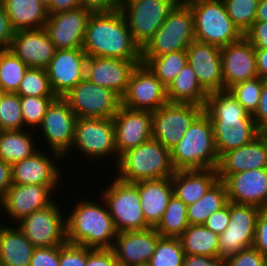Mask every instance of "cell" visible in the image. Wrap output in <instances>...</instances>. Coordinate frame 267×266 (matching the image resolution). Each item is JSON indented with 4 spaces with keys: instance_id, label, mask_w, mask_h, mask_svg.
Masks as SVG:
<instances>
[{
    "instance_id": "6da1fadb",
    "label": "cell",
    "mask_w": 267,
    "mask_h": 266,
    "mask_svg": "<svg viewBox=\"0 0 267 266\" xmlns=\"http://www.w3.org/2000/svg\"><path fill=\"white\" fill-rule=\"evenodd\" d=\"M204 112L213 125L214 143L219 158L233 149L251 143L259 136L255 120L229 90L209 93Z\"/></svg>"
},
{
    "instance_id": "7a4b0ae2",
    "label": "cell",
    "mask_w": 267,
    "mask_h": 266,
    "mask_svg": "<svg viewBox=\"0 0 267 266\" xmlns=\"http://www.w3.org/2000/svg\"><path fill=\"white\" fill-rule=\"evenodd\" d=\"M82 49L90 57L141 60L122 11L91 13Z\"/></svg>"
},
{
    "instance_id": "3957f363",
    "label": "cell",
    "mask_w": 267,
    "mask_h": 266,
    "mask_svg": "<svg viewBox=\"0 0 267 266\" xmlns=\"http://www.w3.org/2000/svg\"><path fill=\"white\" fill-rule=\"evenodd\" d=\"M77 201L66 215V242L93 249L112 248L117 230L104 201Z\"/></svg>"
},
{
    "instance_id": "277c9868",
    "label": "cell",
    "mask_w": 267,
    "mask_h": 266,
    "mask_svg": "<svg viewBox=\"0 0 267 266\" xmlns=\"http://www.w3.org/2000/svg\"><path fill=\"white\" fill-rule=\"evenodd\" d=\"M171 160L176 171L217 169V154L213 125L203 111L190 125L182 139L170 149Z\"/></svg>"
},
{
    "instance_id": "5b68a950",
    "label": "cell",
    "mask_w": 267,
    "mask_h": 266,
    "mask_svg": "<svg viewBox=\"0 0 267 266\" xmlns=\"http://www.w3.org/2000/svg\"><path fill=\"white\" fill-rule=\"evenodd\" d=\"M116 166V177L131 183L169 178L176 172L170 149L154 139L122 153Z\"/></svg>"
},
{
    "instance_id": "8992f818",
    "label": "cell",
    "mask_w": 267,
    "mask_h": 266,
    "mask_svg": "<svg viewBox=\"0 0 267 266\" xmlns=\"http://www.w3.org/2000/svg\"><path fill=\"white\" fill-rule=\"evenodd\" d=\"M193 41H195V25L192 9L186 2H178L153 37L141 49V63L144 64L151 57L186 50Z\"/></svg>"
},
{
    "instance_id": "52a82bcc",
    "label": "cell",
    "mask_w": 267,
    "mask_h": 266,
    "mask_svg": "<svg viewBox=\"0 0 267 266\" xmlns=\"http://www.w3.org/2000/svg\"><path fill=\"white\" fill-rule=\"evenodd\" d=\"M195 25V40L220 48L239 40L243 34L229 17L223 0H189Z\"/></svg>"
},
{
    "instance_id": "ba28073f",
    "label": "cell",
    "mask_w": 267,
    "mask_h": 266,
    "mask_svg": "<svg viewBox=\"0 0 267 266\" xmlns=\"http://www.w3.org/2000/svg\"><path fill=\"white\" fill-rule=\"evenodd\" d=\"M114 178L100 197L107 206L117 232L150 228L142 212L138 182H125L116 176Z\"/></svg>"
},
{
    "instance_id": "9c48e42d",
    "label": "cell",
    "mask_w": 267,
    "mask_h": 266,
    "mask_svg": "<svg viewBox=\"0 0 267 266\" xmlns=\"http://www.w3.org/2000/svg\"><path fill=\"white\" fill-rule=\"evenodd\" d=\"M176 0H122V11L135 43L142 49L164 23Z\"/></svg>"
},
{
    "instance_id": "30bf717a",
    "label": "cell",
    "mask_w": 267,
    "mask_h": 266,
    "mask_svg": "<svg viewBox=\"0 0 267 266\" xmlns=\"http://www.w3.org/2000/svg\"><path fill=\"white\" fill-rule=\"evenodd\" d=\"M64 98L77 118H113L122 98L113 90L81 80Z\"/></svg>"
},
{
    "instance_id": "8fae6325",
    "label": "cell",
    "mask_w": 267,
    "mask_h": 266,
    "mask_svg": "<svg viewBox=\"0 0 267 266\" xmlns=\"http://www.w3.org/2000/svg\"><path fill=\"white\" fill-rule=\"evenodd\" d=\"M204 107L180 102H167L152 112V139L171 149L182 139Z\"/></svg>"
},
{
    "instance_id": "7c38bea8",
    "label": "cell",
    "mask_w": 267,
    "mask_h": 266,
    "mask_svg": "<svg viewBox=\"0 0 267 266\" xmlns=\"http://www.w3.org/2000/svg\"><path fill=\"white\" fill-rule=\"evenodd\" d=\"M74 146V147H73ZM71 149H78L87 158L113 157L117 164L115 129L112 118H77Z\"/></svg>"
},
{
    "instance_id": "4fadbf2b",
    "label": "cell",
    "mask_w": 267,
    "mask_h": 266,
    "mask_svg": "<svg viewBox=\"0 0 267 266\" xmlns=\"http://www.w3.org/2000/svg\"><path fill=\"white\" fill-rule=\"evenodd\" d=\"M59 206L56 200L16 223L35 248L62 246L66 242V215Z\"/></svg>"
},
{
    "instance_id": "5bb4252c",
    "label": "cell",
    "mask_w": 267,
    "mask_h": 266,
    "mask_svg": "<svg viewBox=\"0 0 267 266\" xmlns=\"http://www.w3.org/2000/svg\"><path fill=\"white\" fill-rule=\"evenodd\" d=\"M77 117L64 97H55L49 104L41 125L38 127L50 151L63 158L72 150Z\"/></svg>"
},
{
    "instance_id": "9a60e30c",
    "label": "cell",
    "mask_w": 267,
    "mask_h": 266,
    "mask_svg": "<svg viewBox=\"0 0 267 266\" xmlns=\"http://www.w3.org/2000/svg\"><path fill=\"white\" fill-rule=\"evenodd\" d=\"M260 211L261 209L252 205L230 202L229 225L219 235V258L225 260L241 250L252 247Z\"/></svg>"
},
{
    "instance_id": "2e32d148",
    "label": "cell",
    "mask_w": 267,
    "mask_h": 266,
    "mask_svg": "<svg viewBox=\"0 0 267 266\" xmlns=\"http://www.w3.org/2000/svg\"><path fill=\"white\" fill-rule=\"evenodd\" d=\"M167 87L143 64L133 69L122 105L132 110L155 111L165 105Z\"/></svg>"
},
{
    "instance_id": "e0dca14e",
    "label": "cell",
    "mask_w": 267,
    "mask_h": 266,
    "mask_svg": "<svg viewBox=\"0 0 267 266\" xmlns=\"http://www.w3.org/2000/svg\"><path fill=\"white\" fill-rule=\"evenodd\" d=\"M58 186L12 184L0 198V212L2 213L3 210L4 213H7V218L10 217L16 221L15 223H18L33 212L51 205L54 202L53 192L55 193Z\"/></svg>"
},
{
    "instance_id": "ac0fdd59",
    "label": "cell",
    "mask_w": 267,
    "mask_h": 266,
    "mask_svg": "<svg viewBox=\"0 0 267 266\" xmlns=\"http://www.w3.org/2000/svg\"><path fill=\"white\" fill-rule=\"evenodd\" d=\"M88 56L82 48L56 50L45 68L49 84L56 97H64L86 78Z\"/></svg>"
},
{
    "instance_id": "d6986e66",
    "label": "cell",
    "mask_w": 267,
    "mask_h": 266,
    "mask_svg": "<svg viewBox=\"0 0 267 266\" xmlns=\"http://www.w3.org/2000/svg\"><path fill=\"white\" fill-rule=\"evenodd\" d=\"M91 13L81 7L48 15L44 29L56 50L82 48Z\"/></svg>"
},
{
    "instance_id": "ffe728a7",
    "label": "cell",
    "mask_w": 267,
    "mask_h": 266,
    "mask_svg": "<svg viewBox=\"0 0 267 266\" xmlns=\"http://www.w3.org/2000/svg\"><path fill=\"white\" fill-rule=\"evenodd\" d=\"M112 120L117 162L125 151L152 139V111L132 110L121 105Z\"/></svg>"
},
{
    "instance_id": "44dd1931",
    "label": "cell",
    "mask_w": 267,
    "mask_h": 266,
    "mask_svg": "<svg viewBox=\"0 0 267 266\" xmlns=\"http://www.w3.org/2000/svg\"><path fill=\"white\" fill-rule=\"evenodd\" d=\"M161 237L154 227L122 231L117 233L111 249L119 266H147Z\"/></svg>"
},
{
    "instance_id": "7402d4cb",
    "label": "cell",
    "mask_w": 267,
    "mask_h": 266,
    "mask_svg": "<svg viewBox=\"0 0 267 266\" xmlns=\"http://www.w3.org/2000/svg\"><path fill=\"white\" fill-rule=\"evenodd\" d=\"M221 60L224 90L239 82L259 77L255 48L244 35L221 48Z\"/></svg>"
},
{
    "instance_id": "603a6c76",
    "label": "cell",
    "mask_w": 267,
    "mask_h": 266,
    "mask_svg": "<svg viewBox=\"0 0 267 266\" xmlns=\"http://www.w3.org/2000/svg\"><path fill=\"white\" fill-rule=\"evenodd\" d=\"M223 183L229 202L267 209V168L228 175Z\"/></svg>"
},
{
    "instance_id": "cb8c5ba5",
    "label": "cell",
    "mask_w": 267,
    "mask_h": 266,
    "mask_svg": "<svg viewBox=\"0 0 267 266\" xmlns=\"http://www.w3.org/2000/svg\"><path fill=\"white\" fill-rule=\"evenodd\" d=\"M141 60L90 57L86 64V78L102 87L109 88L121 98L128 89L130 75Z\"/></svg>"
},
{
    "instance_id": "d4e9b609",
    "label": "cell",
    "mask_w": 267,
    "mask_h": 266,
    "mask_svg": "<svg viewBox=\"0 0 267 266\" xmlns=\"http://www.w3.org/2000/svg\"><path fill=\"white\" fill-rule=\"evenodd\" d=\"M186 53L187 63L208 93L224 90L220 47L195 40L187 47Z\"/></svg>"
},
{
    "instance_id": "484cf974",
    "label": "cell",
    "mask_w": 267,
    "mask_h": 266,
    "mask_svg": "<svg viewBox=\"0 0 267 266\" xmlns=\"http://www.w3.org/2000/svg\"><path fill=\"white\" fill-rule=\"evenodd\" d=\"M9 49L28 67L35 68H46L56 52L44 28L16 31Z\"/></svg>"
},
{
    "instance_id": "4316f807",
    "label": "cell",
    "mask_w": 267,
    "mask_h": 266,
    "mask_svg": "<svg viewBox=\"0 0 267 266\" xmlns=\"http://www.w3.org/2000/svg\"><path fill=\"white\" fill-rule=\"evenodd\" d=\"M51 153L53 155L50 157L45 152L38 150L32 156L12 164L13 184L58 185L62 175H60L61 170L58 169L55 160H63V157L56 152L52 151Z\"/></svg>"
},
{
    "instance_id": "83f0119b",
    "label": "cell",
    "mask_w": 267,
    "mask_h": 266,
    "mask_svg": "<svg viewBox=\"0 0 267 266\" xmlns=\"http://www.w3.org/2000/svg\"><path fill=\"white\" fill-rule=\"evenodd\" d=\"M262 168H267V146L258 136L251 143L225 152L219 158L218 179L223 181L228 175Z\"/></svg>"
},
{
    "instance_id": "f1b7e54d",
    "label": "cell",
    "mask_w": 267,
    "mask_h": 266,
    "mask_svg": "<svg viewBox=\"0 0 267 266\" xmlns=\"http://www.w3.org/2000/svg\"><path fill=\"white\" fill-rule=\"evenodd\" d=\"M138 191L145 222L150 227H155L174 195L171 177L139 181Z\"/></svg>"
},
{
    "instance_id": "f546056e",
    "label": "cell",
    "mask_w": 267,
    "mask_h": 266,
    "mask_svg": "<svg viewBox=\"0 0 267 266\" xmlns=\"http://www.w3.org/2000/svg\"><path fill=\"white\" fill-rule=\"evenodd\" d=\"M218 180L217 169L179 170L171 176L174 196L187 206L202 198Z\"/></svg>"
},
{
    "instance_id": "4dcf8cb0",
    "label": "cell",
    "mask_w": 267,
    "mask_h": 266,
    "mask_svg": "<svg viewBox=\"0 0 267 266\" xmlns=\"http://www.w3.org/2000/svg\"><path fill=\"white\" fill-rule=\"evenodd\" d=\"M13 30L42 29L48 20L46 3L41 0H3Z\"/></svg>"
},
{
    "instance_id": "1f68e13d",
    "label": "cell",
    "mask_w": 267,
    "mask_h": 266,
    "mask_svg": "<svg viewBox=\"0 0 267 266\" xmlns=\"http://www.w3.org/2000/svg\"><path fill=\"white\" fill-rule=\"evenodd\" d=\"M0 225V266H29L35 247L16 226Z\"/></svg>"
},
{
    "instance_id": "d6a6232c",
    "label": "cell",
    "mask_w": 267,
    "mask_h": 266,
    "mask_svg": "<svg viewBox=\"0 0 267 266\" xmlns=\"http://www.w3.org/2000/svg\"><path fill=\"white\" fill-rule=\"evenodd\" d=\"M208 95L188 63L167 87L169 102L191 103L204 107Z\"/></svg>"
},
{
    "instance_id": "836d02e7",
    "label": "cell",
    "mask_w": 267,
    "mask_h": 266,
    "mask_svg": "<svg viewBox=\"0 0 267 266\" xmlns=\"http://www.w3.org/2000/svg\"><path fill=\"white\" fill-rule=\"evenodd\" d=\"M28 131V128L27 131L0 130V159L12 165L36 153V141Z\"/></svg>"
},
{
    "instance_id": "e575fe53",
    "label": "cell",
    "mask_w": 267,
    "mask_h": 266,
    "mask_svg": "<svg viewBox=\"0 0 267 266\" xmlns=\"http://www.w3.org/2000/svg\"><path fill=\"white\" fill-rule=\"evenodd\" d=\"M179 239L186 255L219 258V236L204 225L189 224Z\"/></svg>"
},
{
    "instance_id": "d590c367",
    "label": "cell",
    "mask_w": 267,
    "mask_h": 266,
    "mask_svg": "<svg viewBox=\"0 0 267 266\" xmlns=\"http://www.w3.org/2000/svg\"><path fill=\"white\" fill-rule=\"evenodd\" d=\"M228 202L225 184L218 180L202 198L187 206L189 224L204 225L215 211L223 208Z\"/></svg>"
},
{
    "instance_id": "8d00e7d4",
    "label": "cell",
    "mask_w": 267,
    "mask_h": 266,
    "mask_svg": "<svg viewBox=\"0 0 267 266\" xmlns=\"http://www.w3.org/2000/svg\"><path fill=\"white\" fill-rule=\"evenodd\" d=\"M188 226L187 205L173 195L154 228L162 237L179 238Z\"/></svg>"
},
{
    "instance_id": "74e56055",
    "label": "cell",
    "mask_w": 267,
    "mask_h": 266,
    "mask_svg": "<svg viewBox=\"0 0 267 266\" xmlns=\"http://www.w3.org/2000/svg\"><path fill=\"white\" fill-rule=\"evenodd\" d=\"M144 64L168 87L187 64V53L186 50L174 51L161 56L151 57Z\"/></svg>"
},
{
    "instance_id": "f35d334b",
    "label": "cell",
    "mask_w": 267,
    "mask_h": 266,
    "mask_svg": "<svg viewBox=\"0 0 267 266\" xmlns=\"http://www.w3.org/2000/svg\"><path fill=\"white\" fill-rule=\"evenodd\" d=\"M28 68L10 49L0 50V82L2 90L15 93Z\"/></svg>"
},
{
    "instance_id": "ab89813d",
    "label": "cell",
    "mask_w": 267,
    "mask_h": 266,
    "mask_svg": "<svg viewBox=\"0 0 267 266\" xmlns=\"http://www.w3.org/2000/svg\"><path fill=\"white\" fill-rule=\"evenodd\" d=\"M185 255L179 238L161 237L147 266H183Z\"/></svg>"
},
{
    "instance_id": "60d3db41",
    "label": "cell",
    "mask_w": 267,
    "mask_h": 266,
    "mask_svg": "<svg viewBox=\"0 0 267 266\" xmlns=\"http://www.w3.org/2000/svg\"><path fill=\"white\" fill-rule=\"evenodd\" d=\"M19 96L56 97L45 68L29 67L15 92Z\"/></svg>"
},
{
    "instance_id": "b9f144b4",
    "label": "cell",
    "mask_w": 267,
    "mask_h": 266,
    "mask_svg": "<svg viewBox=\"0 0 267 266\" xmlns=\"http://www.w3.org/2000/svg\"><path fill=\"white\" fill-rule=\"evenodd\" d=\"M234 25L244 35L255 22L259 0H223Z\"/></svg>"
},
{
    "instance_id": "7bdbcfd3",
    "label": "cell",
    "mask_w": 267,
    "mask_h": 266,
    "mask_svg": "<svg viewBox=\"0 0 267 266\" xmlns=\"http://www.w3.org/2000/svg\"><path fill=\"white\" fill-rule=\"evenodd\" d=\"M20 96L4 92L0 99V130H23Z\"/></svg>"
},
{
    "instance_id": "ee69618b",
    "label": "cell",
    "mask_w": 267,
    "mask_h": 266,
    "mask_svg": "<svg viewBox=\"0 0 267 266\" xmlns=\"http://www.w3.org/2000/svg\"><path fill=\"white\" fill-rule=\"evenodd\" d=\"M262 85L263 79L261 77H256L251 80L239 82L231 86L228 90L243 108L249 114L253 115L259 105Z\"/></svg>"
},
{
    "instance_id": "f6af8a7d",
    "label": "cell",
    "mask_w": 267,
    "mask_h": 266,
    "mask_svg": "<svg viewBox=\"0 0 267 266\" xmlns=\"http://www.w3.org/2000/svg\"><path fill=\"white\" fill-rule=\"evenodd\" d=\"M54 98L55 97L20 96L21 112L25 129H27L26 127L32 129L41 125L46 110Z\"/></svg>"
},
{
    "instance_id": "bcb514c9",
    "label": "cell",
    "mask_w": 267,
    "mask_h": 266,
    "mask_svg": "<svg viewBox=\"0 0 267 266\" xmlns=\"http://www.w3.org/2000/svg\"><path fill=\"white\" fill-rule=\"evenodd\" d=\"M88 247L65 242L59 246L60 266H86Z\"/></svg>"
},
{
    "instance_id": "7dc6e473",
    "label": "cell",
    "mask_w": 267,
    "mask_h": 266,
    "mask_svg": "<svg viewBox=\"0 0 267 266\" xmlns=\"http://www.w3.org/2000/svg\"><path fill=\"white\" fill-rule=\"evenodd\" d=\"M266 263L267 257L254 247L241 250L224 260L225 266H265Z\"/></svg>"
},
{
    "instance_id": "c3c4849f",
    "label": "cell",
    "mask_w": 267,
    "mask_h": 266,
    "mask_svg": "<svg viewBox=\"0 0 267 266\" xmlns=\"http://www.w3.org/2000/svg\"><path fill=\"white\" fill-rule=\"evenodd\" d=\"M29 266H60L59 246L35 248Z\"/></svg>"
},
{
    "instance_id": "681fc988",
    "label": "cell",
    "mask_w": 267,
    "mask_h": 266,
    "mask_svg": "<svg viewBox=\"0 0 267 266\" xmlns=\"http://www.w3.org/2000/svg\"><path fill=\"white\" fill-rule=\"evenodd\" d=\"M252 247L267 257V209L258 214Z\"/></svg>"
},
{
    "instance_id": "f907efd6",
    "label": "cell",
    "mask_w": 267,
    "mask_h": 266,
    "mask_svg": "<svg viewBox=\"0 0 267 266\" xmlns=\"http://www.w3.org/2000/svg\"><path fill=\"white\" fill-rule=\"evenodd\" d=\"M86 266H119L111 248L93 249L88 247Z\"/></svg>"
},
{
    "instance_id": "816d5d0a",
    "label": "cell",
    "mask_w": 267,
    "mask_h": 266,
    "mask_svg": "<svg viewBox=\"0 0 267 266\" xmlns=\"http://www.w3.org/2000/svg\"><path fill=\"white\" fill-rule=\"evenodd\" d=\"M230 219V202L223 208L215 211L204 223V226L212 230L218 236L228 227Z\"/></svg>"
},
{
    "instance_id": "f5cc1de1",
    "label": "cell",
    "mask_w": 267,
    "mask_h": 266,
    "mask_svg": "<svg viewBox=\"0 0 267 266\" xmlns=\"http://www.w3.org/2000/svg\"><path fill=\"white\" fill-rule=\"evenodd\" d=\"M244 36L255 49H267V22L255 21Z\"/></svg>"
},
{
    "instance_id": "db71d44e",
    "label": "cell",
    "mask_w": 267,
    "mask_h": 266,
    "mask_svg": "<svg viewBox=\"0 0 267 266\" xmlns=\"http://www.w3.org/2000/svg\"><path fill=\"white\" fill-rule=\"evenodd\" d=\"M15 31L11 25L3 2L0 3V50L9 49Z\"/></svg>"
},
{
    "instance_id": "11a10c76",
    "label": "cell",
    "mask_w": 267,
    "mask_h": 266,
    "mask_svg": "<svg viewBox=\"0 0 267 266\" xmlns=\"http://www.w3.org/2000/svg\"><path fill=\"white\" fill-rule=\"evenodd\" d=\"M121 1L122 0H80L81 6L92 13L119 10Z\"/></svg>"
},
{
    "instance_id": "9f6ffc18",
    "label": "cell",
    "mask_w": 267,
    "mask_h": 266,
    "mask_svg": "<svg viewBox=\"0 0 267 266\" xmlns=\"http://www.w3.org/2000/svg\"><path fill=\"white\" fill-rule=\"evenodd\" d=\"M252 117L258 129L267 125V79H263L259 105Z\"/></svg>"
},
{
    "instance_id": "6f0895ef",
    "label": "cell",
    "mask_w": 267,
    "mask_h": 266,
    "mask_svg": "<svg viewBox=\"0 0 267 266\" xmlns=\"http://www.w3.org/2000/svg\"><path fill=\"white\" fill-rule=\"evenodd\" d=\"M183 266H225L224 260L217 257L185 255Z\"/></svg>"
},
{
    "instance_id": "680465c9",
    "label": "cell",
    "mask_w": 267,
    "mask_h": 266,
    "mask_svg": "<svg viewBox=\"0 0 267 266\" xmlns=\"http://www.w3.org/2000/svg\"><path fill=\"white\" fill-rule=\"evenodd\" d=\"M48 14L81 8L80 0H48Z\"/></svg>"
},
{
    "instance_id": "91938a15",
    "label": "cell",
    "mask_w": 267,
    "mask_h": 266,
    "mask_svg": "<svg viewBox=\"0 0 267 266\" xmlns=\"http://www.w3.org/2000/svg\"><path fill=\"white\" fill-rule=\"evenodd\" d=\"M13 184L12 167L0 159V198L5 194L7 189Z\"/></svg>"
},
{
    "instance_id": "94428289",
    "label": "cell",
    "mask_w": 267,
    "mask_h": 266,
    "mask_svg": "<svg viewBox=\"0 0 267 266\" xmlns=\"http://www.w3.org/2000/svg\"><path fill=\"white\" fill-rule=\"evenodd\" d=\"M255 56L259 77L267 79V49H255Z\"/></svg>"
},
{
    "instance_id": "6125c7cd",
    "label": "cell",
    "mask_w": 267,
    "mask_h": 266,
    "mask_svg": "<svg viewBox=\"0 0 267 266\" xmlns=\"http://www.w3.org/2000/svg\"><path fill=\"white\" fill-rule=\"evenodd\" d=\"M255 21L267 22V0H259Z\"/></svg>"
},
{
    "instance_id": "be15d7a7",
    "label": "cell",
    "mask_w": 267,
    "mask_h": 266,
    "mask_svg": "<svg viewBox=\"0 0 267 266\" xmlns=\"http://www.w3.org/2000/svg\"><path fill=\"white\" fill-rule=\"evenodd\" d=\"M259 136L265 141L267 146V125L259 129Z\"/></svg>"
},
{
    "instance_id": "e7e4bbea",
    "label": "cell",
    "mask_w": 267,
    "mask_h": 266,
    "mask_svg": "<svg viewBox=\"0 0 267 266\" xmlns=\"http://www.w3.org/2000/svg\"><path fill=\"white\" fill-rule=\"evenodd\" d=\"M3 94H4V91L2 89H0V99L3 96Z\"/></svg>"
},
{
    "instance_id": "03108f58",
    "label": "cell",
    "mask_w": 267,
    "mask_h": 266,
    "mask_svg": "<svg viewBox=\"0 0 267 266\" xmlns=\"http://www.w3.org/2000/svg\"><path fill=\"white\" fill-rule=\"evenodd\" d=\"M176 1H177V2H180V3H181V2H182V3H183V2L185 3V2H187V1H189V0H176Z\"/></svg>"
},
{
    "instance_id": "003e7915",
    "label": "cell",
    "mask_w": 267,
    "mask_h": 266,
    "mask_svg": "<svg viewBox=\"0 0 267 266\" xmlns=\"http://www.w3.org/2000/svg\"><path fill=\"white\" fill-rule=\"evenodd\" d=\"M41 1H43V2L46 3V4H47V2H48V0H41Z\"/></svg>"
}]
</instances>
